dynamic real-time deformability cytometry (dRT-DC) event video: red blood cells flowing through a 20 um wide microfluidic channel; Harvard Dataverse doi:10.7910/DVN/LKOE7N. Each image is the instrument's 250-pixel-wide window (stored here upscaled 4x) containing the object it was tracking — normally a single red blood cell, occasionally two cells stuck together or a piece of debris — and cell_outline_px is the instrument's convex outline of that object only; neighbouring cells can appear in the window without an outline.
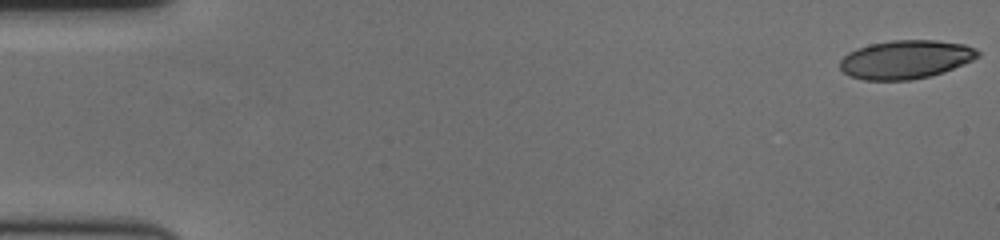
{"species": "human", "species_latin": "Homo sapiens", "temperature_condition": "cold", "stored_images_in_passage": 3, "camera_frame_rate_fps": 3000, "um_per_image_px": 0.085, "donor": {"sex": "female"}, "frame": {"image": 1, "passage_image": 1, "time_ms": 0.0, "image_size_px": [1000, 240], "cell_outline_px": [[980, 56], [972, 60], [952, 68], [928, 76], [908, 80], [864, 80], [852, 76], [844, 72], [840, 68], [840, 60], [848, 52], [856, 48], [868, 44], [892, 40], [936, 40], [964, 44], [976, 48], [980, 52]], "centroid_in_image_um": [76.96, 5.03], "position_along_channel_um": 8.0, "area_um2": 30.81}}